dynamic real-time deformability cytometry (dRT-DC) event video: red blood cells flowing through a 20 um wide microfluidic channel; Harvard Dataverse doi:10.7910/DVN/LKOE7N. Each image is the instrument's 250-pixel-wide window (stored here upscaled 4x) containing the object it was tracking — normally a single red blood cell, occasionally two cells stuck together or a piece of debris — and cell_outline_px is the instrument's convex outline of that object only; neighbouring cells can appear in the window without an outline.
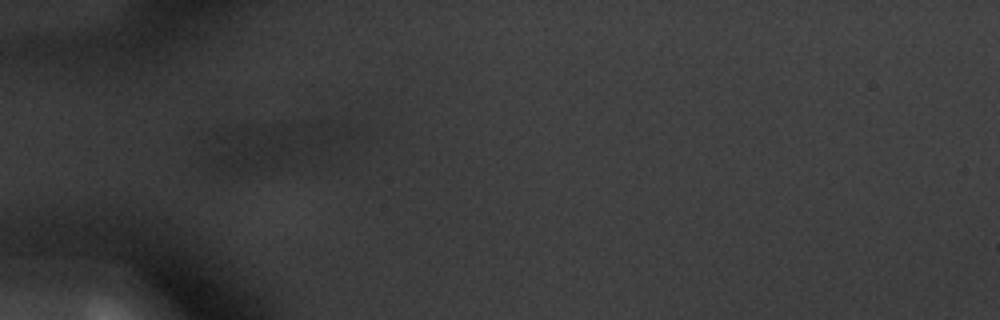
{"species": "common noctule bat (a hibernating species)", "species_latin": "Nyctalus noctula", "temperature_condition": "warm", "stored_images_in_passage": 17, "camera_frame_rate_fps": 3000, "um_per_image_px": 0.085, "animal": {"sex": "male", "body_mass_g": 20.1, "forearm_length_mm": 53.5}, "frame": {"image": 1, "passage_image": 17, "time_ms": 5.333, "image_size_px": [1000, 320], "cell_outline_px": [[304, 152], [236, 172], [220, 168], [212, 160], [216, 136], [256, 132], [280, 132], [300, 148]], "centroid_in_image_um": [21.4, 12.74], "position_along_channel_um": 63.6, "area_um2": 18.26}}